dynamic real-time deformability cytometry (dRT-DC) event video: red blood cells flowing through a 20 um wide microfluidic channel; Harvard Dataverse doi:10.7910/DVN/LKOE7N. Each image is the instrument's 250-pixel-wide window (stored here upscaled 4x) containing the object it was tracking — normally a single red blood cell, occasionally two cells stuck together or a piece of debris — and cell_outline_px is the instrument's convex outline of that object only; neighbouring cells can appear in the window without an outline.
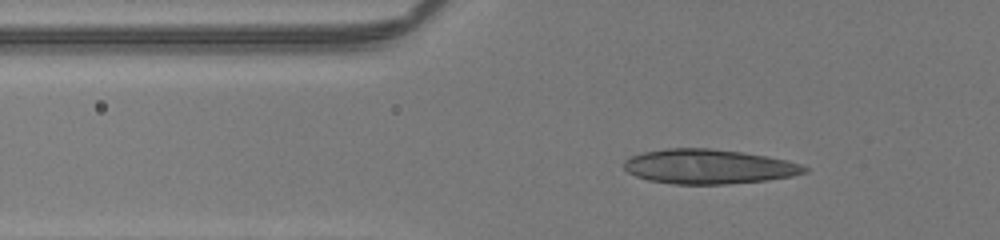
{"species": "human", "species_latin": "Homo sapiens", "temperature_condition": "room temperature", "stored_images_in_passage": 43, "camera_frame_rate_fps": 3000, "um_per_image_px": 0.085, "donor": {"sex": "male"}, "frame": {"image": 1, "passage_image": 16, "time_ms": 5.0, "image_size_px": [1000, 240], "cell_outline_px": [[808, 172], [792, 176], [768, 180], [728, 184], [672, 184], [648, 180], [636, 176], [628, 172], [624, 168], [624, 160], [632, 156], [644, 152], [668, 148], [708, 148], [744, 152], [784, 160], [800, 164], [808, 168]], "centroid_in_image_um": [60.22, 14.16], "position_along_channel_um": 65.6, "area_um2": 36.3}}
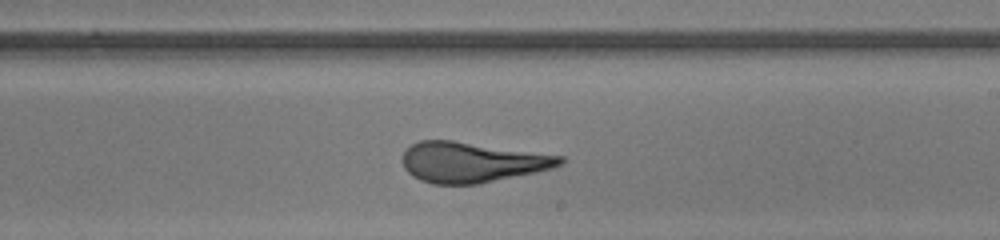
{"frame": {"image": 2, "passage_image": 31, "time_ms": 10.0, "image_size_px": [1000, 240], "cell_outline_px": [[564, 160], [560, 164], [552, 168], [536, 172], [476, 184], [432, 184], [420, 180], [412, 176], [404, 168], [404, 152], [412, 144], [420, 140], [452, 140], [564, 156]], "centroid_in_image_um": [40.1, 13.78], "position_along_channel_um": 248.9, "area_um2": 36.7}}
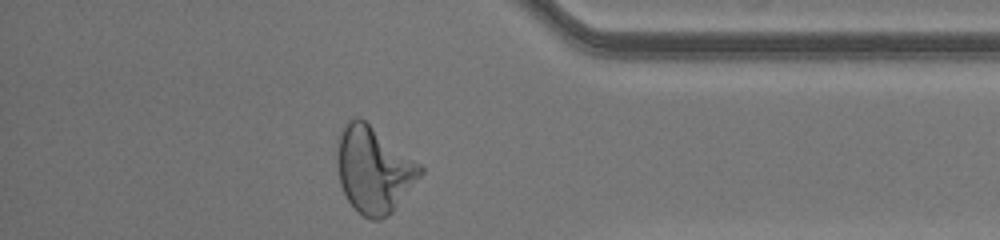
{"frame": {"image": 3, "passage_image": 43, "time_ms": 14.0, "image_size_px": [1000, 240], "cell_outline_px": [[424, 172], [392, 212], [388, 216], [380, 220], [372, 220], [364, 216], [348, 200], [340, 184], [336, 160], [336, 140], [340, 128], [348, 120], [356, 116], [364, 120], [420, 164], [424, 168]], "centroid_in_image_um": [31.73, 14.4], "position_along_channel_um": 403.5, "area_um2": 41.67}, "authors_computed_cell_mechanics": {"area_um2": 36.8764, "velocity_mm_per_s": 4.1007, "shape_relaxation_time_tau1_ms": 6.5813, "shape_relaxation_time_tau2_ms": 0.9515, "deformation_change_tau1": 0.2115, "deformation_change_tau2": 0.0833}}